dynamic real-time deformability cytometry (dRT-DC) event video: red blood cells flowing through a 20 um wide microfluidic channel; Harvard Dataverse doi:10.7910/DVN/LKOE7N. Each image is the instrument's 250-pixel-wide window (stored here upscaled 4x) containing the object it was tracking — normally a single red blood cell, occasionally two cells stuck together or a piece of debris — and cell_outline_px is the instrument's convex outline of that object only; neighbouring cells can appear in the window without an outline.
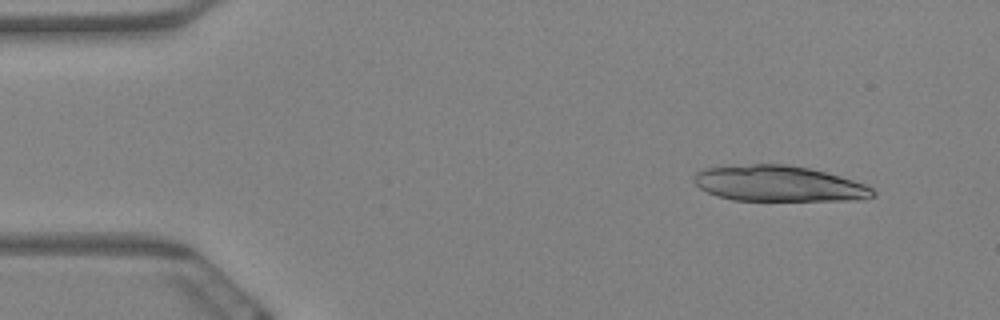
{"species": "Egyptian fruit bat (a non-hibernating species)", "species_latin": "Rousettus aegyptiacus", "temperature_condition": "warm", "stored_images_in_passage": 5, "camera_frame_rate_fps": 3000, "um_per_image_px": 0.085, "animal": {"sex": "female"}, "frame": {"image": 1, "passage_image": 2, "time_ms": 0.333, "image_size_px": [1000, 320], "cell_outline_px": [[876, 196], [860, 200], [732, 200], [716, 196], [700, 188], [692, 180], [696, 172], [704, 168], [752, 164], [788, 164], [808, 168], [840, 176], [864, 184], [872, 188], [876, 192]], "centroid_in_image_um": [66.19, 15.61], "position_along_channel_um": 18.8, "area_um2": 37.22}}